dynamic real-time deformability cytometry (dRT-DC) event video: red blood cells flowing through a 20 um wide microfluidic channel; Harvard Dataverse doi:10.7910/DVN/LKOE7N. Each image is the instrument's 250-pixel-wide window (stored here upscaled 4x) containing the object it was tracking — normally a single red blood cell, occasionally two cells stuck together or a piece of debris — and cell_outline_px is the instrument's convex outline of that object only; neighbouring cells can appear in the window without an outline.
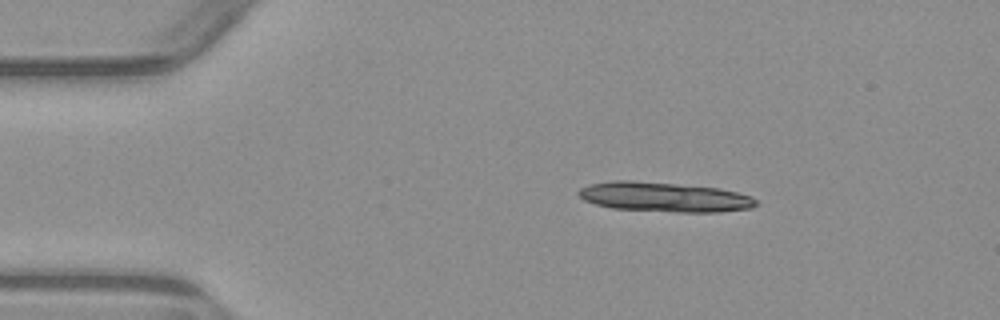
{"species": "common noctule bat (a hibernating species)", "species_latin": "Nyctalus noctula", "temperature_condition": "warm", "stored_images_in_passage": 4, "segment_of_instrument_passage": [1, 2], "camera_frame_rate_fps": 3000, "um_per_image_px": 0.085, "animal": {"sex": "male", "body_mass_g": 23.1, "forearm_length_mm": 52.7}, "frame": {"image": 1, "passage_image": 1, "time_ms": 0.0, "image_size_px": [1000, 320], "cell_outline_px": [[760, 204], [752, 208], [720, 212], [676, 212], [612, 208], [596, 204], [584, 200], [576, 192], [580, 188], [588, 184], [612, 180], [632, 180], [720, 188], [752, 196]], "centroid_in_image_um": [56.47, 16.74], "position_along_channel_um": 28.5, "area_um2": 30.87}}